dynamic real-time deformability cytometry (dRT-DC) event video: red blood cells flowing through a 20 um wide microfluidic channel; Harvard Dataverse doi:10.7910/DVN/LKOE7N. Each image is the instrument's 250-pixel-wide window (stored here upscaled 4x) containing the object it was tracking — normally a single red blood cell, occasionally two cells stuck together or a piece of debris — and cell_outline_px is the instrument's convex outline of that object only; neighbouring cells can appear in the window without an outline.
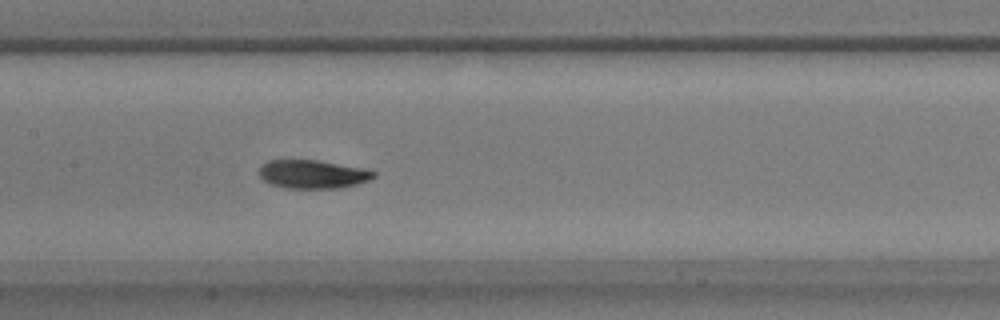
{"species": "common noctule bat (a hibernating species)", "species_latin": "Nyctalus noctula", "temperature_condition": "warm", "stored_images_in_passage": 50, "camera_frame_rate_fps": 3000, "um_per_image_px": 0.085, "animal": {"sex": "male", "body_mass_g": 17.9}, "frame": {"image": 1, "passage_image": 23, "time_ms": 7.333, "image_size_px": [1000, 320], "cell_outline_px": [[376, 176], [368, 180], [356, 184], [340, 188], [284, 188], [272, 184], [264, 180], [260, 176], [260, 168], [268, 160], [316, 160], [364, 168], [376, 172]], "centroid_in_image_um": [26.6, 14.81], "position_along_channel_um": 180.8, "area_um2": 18.84}}
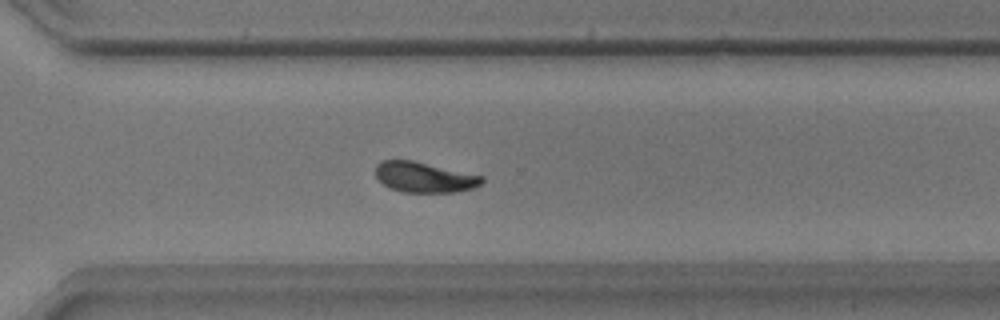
{"frame": {"image": 2, "passage_image": 35, "time_ms": 11.333, "image_size_px": [1000, 320], "cell_outline_px": [[484, 180], [480, 184], [472, 188], [452, 192], [404, 192], [388, 188], [376, 176], [376, 164], [380, 160], [412, 160], [484, 176]], "centroid_in_image_um": [36.04, 15.06], "position_along_channel_um": 334.6, "area_um2": 18.73}}
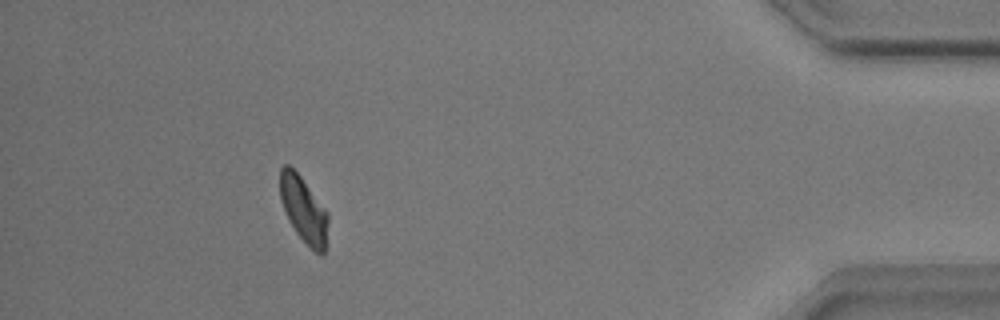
{"frame": {"image": 3, "passage_image": 45, "time_ms": 14.667, "image_size_px": [1000, 320], "cell_outline_px": [[328, 224], [324, 252], [312, 252], [296, 232], [288, 220], [280, 200], [280, 168], [284, 164], [288, 164], [300, 176], [328, 212]], "centroid_in_image_um": [25.79, 17.82], "position_along_channel_um": 409.4, "area_um2": 18.38}, "authors_computed_cell_mechanics": {"area_um2": 19.074, "velocity_mm_per_s": 3.8614, "shape_relaxation_time_tau1_ms": 2.4476, "shape_relaxation_time_tau2_ms": 2.7656, "deformation_change_tau1": 0.1167, "deformation_change_tau2": 0.0733}}